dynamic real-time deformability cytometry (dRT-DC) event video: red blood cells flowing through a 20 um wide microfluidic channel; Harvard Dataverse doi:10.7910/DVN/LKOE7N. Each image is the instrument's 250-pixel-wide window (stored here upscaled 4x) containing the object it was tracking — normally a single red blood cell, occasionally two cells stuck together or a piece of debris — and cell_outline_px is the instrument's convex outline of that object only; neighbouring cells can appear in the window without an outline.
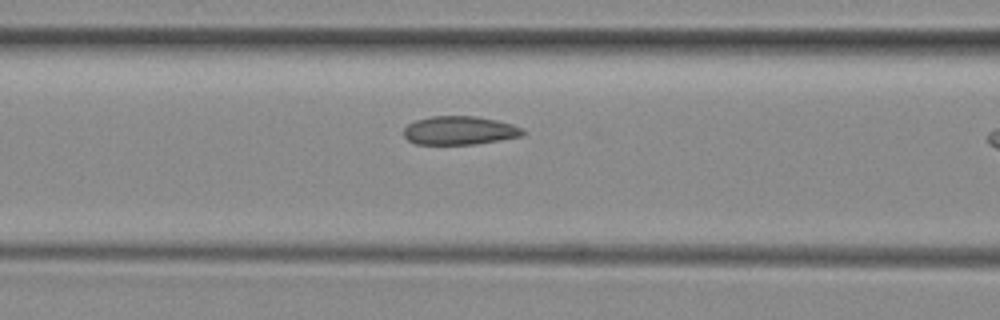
{"species": "common noctule bat (a hibernating species)", "species_latin": "Nyctalus noctula", "temperature_condition": "room temperature", "stored_images_in_passage": 11, "camera_frame_rate_fps": 3000, "um_per_image_px": 0.085, "animal": {"sex": "female", "body_mass_g": 29.2, "forearm_length_mm": 56.3}, "frame": {"image": 1, "passage_image": 10, "time_ms": 3.0, "image_size_px": [1000, 320], "cell_outline_px": [[524, 132], [520, 136], [500, 140], [476, 144], [416, 144], [408, 140], [404, 136], [404, 128], [408, 124], [416, 120], [432, 116], [476, 116], [496, 120], [512, 124], [524, 128]], "centroid_in_image_um": [39.06, 11.09], "position_along_channel_um": 127.5, "area_um2": 19.77}}